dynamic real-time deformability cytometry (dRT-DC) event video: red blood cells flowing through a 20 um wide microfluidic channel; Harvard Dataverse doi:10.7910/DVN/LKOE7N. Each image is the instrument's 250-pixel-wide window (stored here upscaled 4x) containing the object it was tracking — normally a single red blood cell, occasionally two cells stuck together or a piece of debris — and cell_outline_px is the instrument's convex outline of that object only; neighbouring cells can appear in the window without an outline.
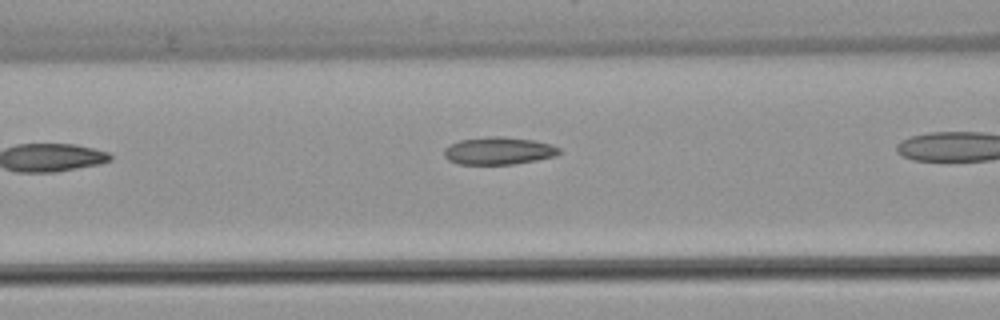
{"species": "common noctule bat (a hibernating species)", "species_latin": "Nyctalus noctula", "temperature_condition": "warm", "stored_images_in_passage": 6, "camera_frame_rate_fps": 3000, "um_per_image_px": 0.085, "animal": {"sex": "female", "body_mass_g": 22.7, "forearm_length_mm": 54.2}, "frame": {"image": 1, "passage_image": 4, "time_ms": 3.667, "image_size_px": [1000, 320], "cell_outline_px": [[560, 152], [556, 156], [536, 160], [512, 164], [456, 164], [448, 160], [444, 156], [444, 148], [448, 144], [460, 140], [492, 136], [500, 136], [536, 140], [552, 144], [560, 148]], "centroid_in_image_um": [42.37, 12.81], "position_along_channel_um": 124.2, "area_um2": 18.61}}
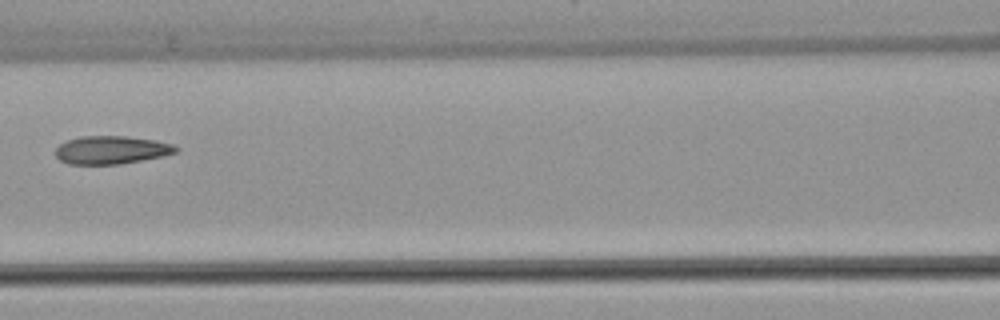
{"frame": {"image": 2, "passage_image": 6, "time_ms": 6.0, "image_size_px": [1000, 320], "cell_outline_px": [[180, 148], [176, 152], [164, 156], [120, 164], [68, 164], [60, 160], [56, 156], [56, 148], [60, 144], [68, 140], [80, 136], [124, 136], [152, 140], [172, 144]], "centroid_in_image_um": [9.46, 12.75], "position_along_channel_um": 157.1, "area_um2": 19.59}}